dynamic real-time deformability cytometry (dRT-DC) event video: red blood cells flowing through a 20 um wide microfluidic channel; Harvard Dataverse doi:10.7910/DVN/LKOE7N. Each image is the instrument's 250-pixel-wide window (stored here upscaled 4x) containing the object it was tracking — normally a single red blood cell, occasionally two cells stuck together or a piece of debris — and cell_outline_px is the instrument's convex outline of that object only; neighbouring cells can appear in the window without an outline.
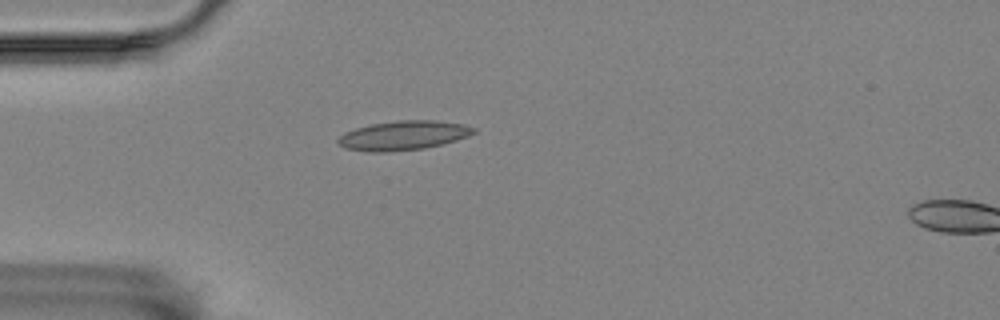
{"species": "Egyptian fruit bat (a non-hibernating species)", "species_latin": "Rousettus aegyptiacus", "temperature_condition": "room temperature", "stored_images_in_passage": 2, "segment_of_instrument_passage": [1, 2], "camera_frame_rate_fps": 3000, "um_per_image_px": 0.085, "animal": {"sex": "female"}, "frame": {"image": 1, "passage_image": 1, "time_ms": 0.0, "image_size_px": [1000, 320], "cell_outline_px": [[476, 132], [468, 136], [456, 140], [424, 148], [388, 152], [368, 152], [344, 148], [336, 144], [336, 140], [344, 132], [356, 128], [372, 124], [396, 120], [432, 120], [464, 124], [476, 128]], "centroid_in_image_um": [34.24, 11.51], "position_along_channel_um": 50.8, "area_um2": 23.24}}